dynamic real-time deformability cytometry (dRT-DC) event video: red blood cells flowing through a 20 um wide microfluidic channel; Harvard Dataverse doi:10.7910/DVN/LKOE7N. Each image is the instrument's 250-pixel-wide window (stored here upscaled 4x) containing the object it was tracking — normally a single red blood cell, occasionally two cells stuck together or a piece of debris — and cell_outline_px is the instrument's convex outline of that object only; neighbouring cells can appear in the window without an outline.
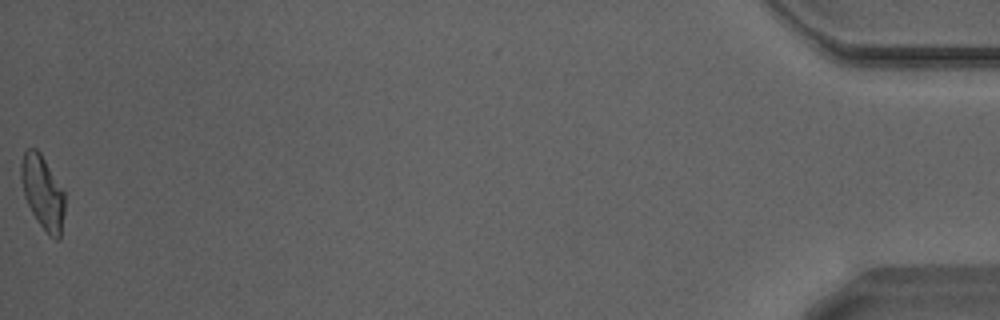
{"species": "Egyptian fruit bat (a non-hibernating species)", "species_latin": "Rousettus aegyptiacus", "temperature_condition": "warm", "stored_images_in_passage": 37, "camera_frame_rate_fps": 3000, "um_per_image_px": 0.085, "animal": {"sex": "male"}, "frame": {"image": 1, "passage_image": 37, "time_ms": 12.0, "image_size_px": [1000, 320], "cell_outline_px": [[64, 212], [60, 240], [56, 240], [48, 236], [36, 220], [24, 196], [20, 180], [20, 164], [24, 152], [28, 148], [36, 148], [40, 152], [64, 188]], "centroid_in_image_um": [3.63, 16.35], "position_along_channel_um": 431.6, "area_um2": 19.19}, "authors_computed_cell_mechanics": {"area_um2": 19.1318, "velocity_mm_per_s": 4.2346, "shape_relaxation_time_tau1_ms": null, "shape_relaxation_time_tau2_ms": 1.9647, "deformation_change_tau1": null, "deformation_change_tau2": 0.1078}}